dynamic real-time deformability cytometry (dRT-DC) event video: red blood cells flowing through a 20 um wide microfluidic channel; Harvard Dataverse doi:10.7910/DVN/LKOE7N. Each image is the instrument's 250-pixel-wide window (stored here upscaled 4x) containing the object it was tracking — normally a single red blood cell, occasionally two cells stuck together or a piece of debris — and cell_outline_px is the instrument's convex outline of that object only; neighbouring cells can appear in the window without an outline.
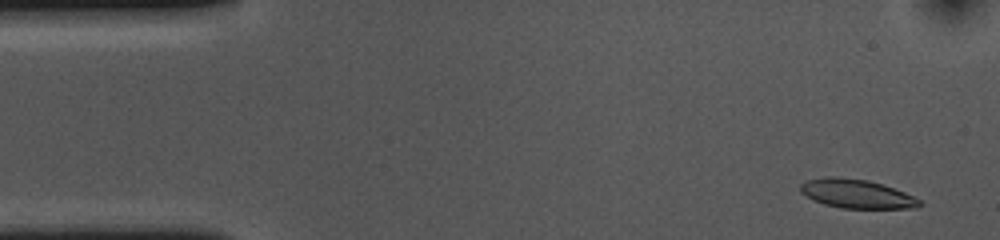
{"species": "common noctule bat (a hibernating species)", "species_latin": "Nyctalus noctula", "temperature_condition": "cold", "stored_images_in_passage": 54, "camera_frame_rate_fps": 3000, "um_per_image_px": 0.085, "animal": {"sex": "female", "body_mass_g": 10.0, "forearm_length_mm": 53.1}, "frame": {"image": 1, "passage_image": 3, "time_ms": 0.667, "image_size_px": [1000, 240], "cell_outline_px": [[924, 204], [916, 208], [840, 208], [824, 204], [812, 200], [800, 192], [800, 184], [808, 180], [828, 176], [836, 176], [868, 180], [884, 184], [904, 192], [920, 200]], "centroid_in_image_um": [72.8, 16.47], "position_along_channel_um": 12.2, "area_um2": 20.17}}
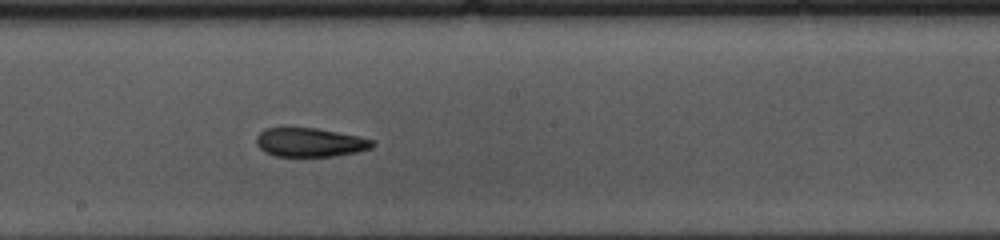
{"frame": {"image": 2, "passage_image": 28, "time_ms": 9.0, "image_size_px": [1000, 240], "cell_outline_px": [[376, 144], [372, 148], [356, 152], [336, 156], [276, 156], [264, 152], [256, 144], [256, 136], [264, 128], [284, 124], [320, 128], [360, 136], [372, 140]], "centroid_in_image_um": [26.29, 12.04], "position_along_channel_um": 221.9, "area_um2": 20.52}}
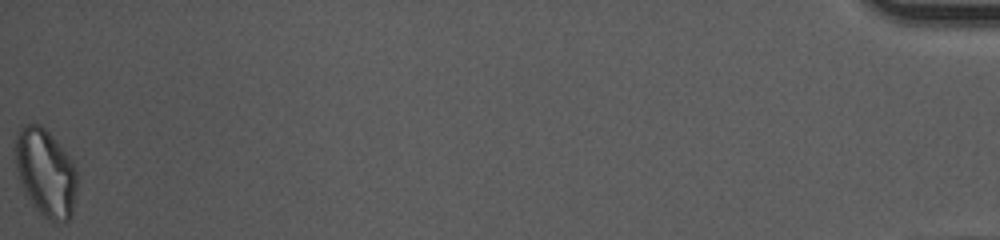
{"frame": {"image": 3, "passage_image": 54, "time_ms": 17.667, "image_size_px": [1000, 240], "cell_outline_px": [[76, 192], [72, 216], [68, 220], [48, 220], [32, 204], [24, 192], [20, 180], [16, 164], [16, 136], [20, 128], [28, 124], [40, 124], [52, 136], [72, 160], [76, 168]], "centroid_in_image_um": [3.89, 14.68], "position_along_channel_um": 431.3, "area_um2": 31.04}, "authors_computed_cell_mechanics": {"area_um2": 20.7502, "velocity_mm_per_s": 3.6426, "shape_relaxation_time_tau1_ms": 4.3702, "shape_relaxation_time_tau2_ms": 3.9758, "deformation_change_tau1": 0.1482, "deformation_change_tau2": 0.123}}